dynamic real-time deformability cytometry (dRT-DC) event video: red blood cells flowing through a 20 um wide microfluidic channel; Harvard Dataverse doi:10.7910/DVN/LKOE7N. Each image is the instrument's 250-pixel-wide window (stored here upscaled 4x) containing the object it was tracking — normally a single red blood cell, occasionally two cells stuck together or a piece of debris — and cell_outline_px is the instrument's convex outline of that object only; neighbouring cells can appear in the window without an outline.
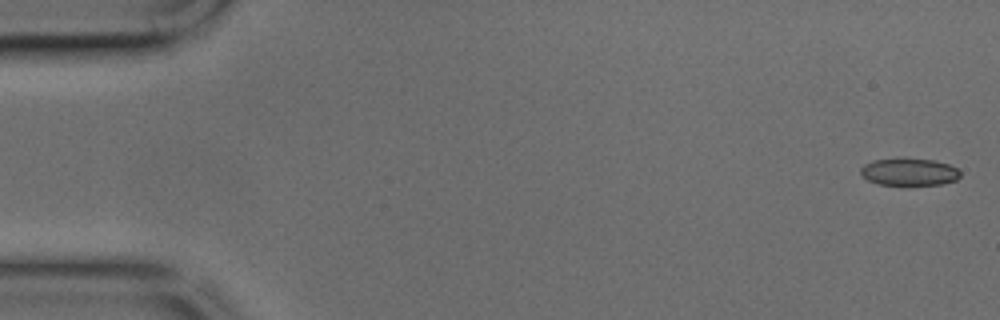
{"species": "common noctule bat (a hibernating species)", "species_latin": "Nyctalus noctula", "temperature_condition": "cold", "stored_images_in_passage": 10, "camera_frame_rate_fps": 3000, "um_per_image_px": 0.085, "animal": {"sex": "male", "body_mass_g": 17.9, "forearm_length_mm": 54.2}, "frame": {"image": 1, "passage_image": 1, "time_ms": 0.0, "image_size_px": [1000, 320], "cell_outline_px": [[960, 176], [956, 180], [940, 184], [880, 184], [868, 180], [860, 172], [860, 168], [864, 164], [872, 160], [900, 156], [932, 160], [948, 164], [956, 168], [960, 172]], "centroid_in_image_um": [77.24, 14.56], "position_along_channel_um": 7.8, "area_um2": 16.01}}